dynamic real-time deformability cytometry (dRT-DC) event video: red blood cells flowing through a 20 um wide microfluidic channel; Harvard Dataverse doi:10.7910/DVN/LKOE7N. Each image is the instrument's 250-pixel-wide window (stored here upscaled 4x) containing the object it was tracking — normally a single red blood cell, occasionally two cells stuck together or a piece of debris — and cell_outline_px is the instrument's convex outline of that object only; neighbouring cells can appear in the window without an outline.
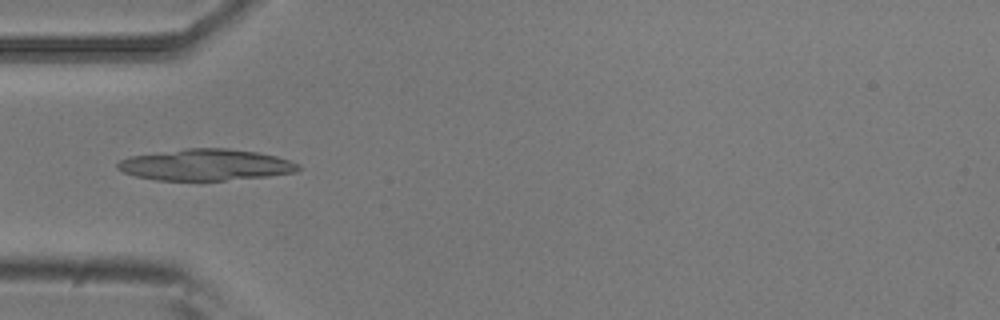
{"species": "common noctule bat (a hibernating species)", "species_latin": "Nyctalus noctula", "temperature_condition": "room temperature", "stored_images_in_passage": 5, "camera_frame_rate_fps": 3000, "um_per_image_px": 0.085, "animal": {"sex": "male", "body_mass_g": 20.5, "forearm_length_mm": 52.5}, "frame": {"image": 1, "passage_image": 4, "time_ms": 1.0, "image_size_px": [1000, 320], "cell_outline_px": [[300, 168], [296, 172], [268, 176], [224, 180], [156, 180], [136, 176], [124, 172], [116, 168], [116, 164], [120, 160], [132, 156], [188, 148], [228, 148], [256, 152], [276, 156], [300, 164]], "centroid_in_image_um": [17.5, 14.01], "position_along_channel_um": 67.5, "area_um2": 32.77}}